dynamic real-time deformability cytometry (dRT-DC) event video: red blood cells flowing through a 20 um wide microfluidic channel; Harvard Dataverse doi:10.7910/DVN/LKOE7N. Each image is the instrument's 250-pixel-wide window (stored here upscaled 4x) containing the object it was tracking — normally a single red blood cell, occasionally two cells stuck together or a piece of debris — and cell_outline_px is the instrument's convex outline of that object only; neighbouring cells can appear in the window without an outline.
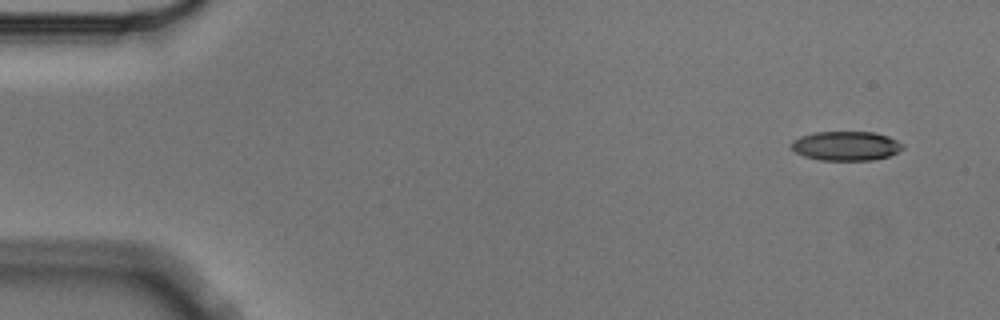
{"species": "Egyptian fruit bat (a non-hibernating species)", "species_latin": "Rousettus aegyptiacus", "temperature_condition": "cold", "stored_images_in_passage": 2, "segment_of_instrument_passage": [2, 2], "camera_frame_rate_fps": 3000, "um_per_image_px": 0.085, "animal": {"sex": "male"}, "frame": {"image": 1, "passage_image": 2, "time_ms": 0.333, "image_size_px": [1000, 320], "cell_outline_px": [[904, 148], [888, 156], [872, 160], [820, 160], [804, 156], [796, 152], [792, 148], [792, 140], [800, 136], [816, 132], [876, 132], [888, 136], [904, 144]], "centroid_in_image_um": [71.92, 12.4], "position_along_channel_um": 13.1, "area_um2": 18.96}}